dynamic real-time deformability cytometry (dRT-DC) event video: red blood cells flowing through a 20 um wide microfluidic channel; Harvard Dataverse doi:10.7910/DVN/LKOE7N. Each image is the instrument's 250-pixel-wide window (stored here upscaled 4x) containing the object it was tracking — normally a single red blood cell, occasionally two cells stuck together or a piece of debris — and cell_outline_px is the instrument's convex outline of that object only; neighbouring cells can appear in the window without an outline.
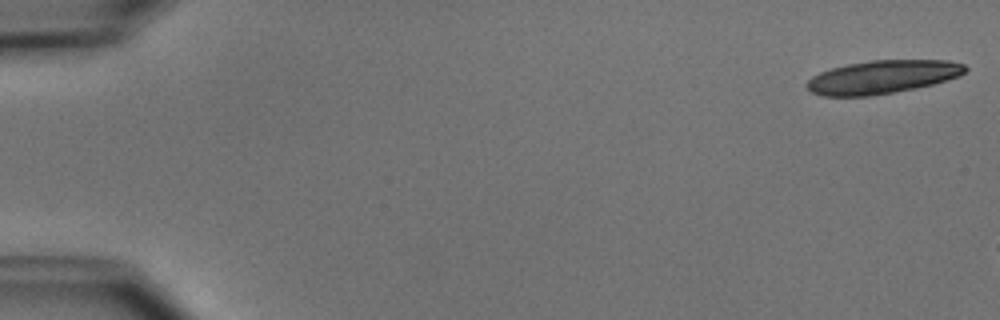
{"species": "common noctule bat (a hibernating species)", "species_latin": "Nyctalus noctula", "temperature_condition": "cold", "stored_images_in_passage": 3, "camera_frame_rate_fps": 3000, "um_per_image_px": 0.085, "animal": {"sex": "male", "body_mass_g": 15.6}, "frame": {"image": 1, "passage_image": 1, "time_ms": 0.0, "image_size_px": [1000, 320], "cell_outline_px": [[968, 68], [960, 76], [932, 84], [916, 88], [868, 96], [824, 96], [812, 92], [804, 84], [812, 76], [820, 72], [832, 68], [848, 64], [872, 60], [948, 60], [964, 64]], "centroid_in_image_um": [75.0, 6.54], "position_along_channel_um": 10.0, "area_um2": 30.58}}